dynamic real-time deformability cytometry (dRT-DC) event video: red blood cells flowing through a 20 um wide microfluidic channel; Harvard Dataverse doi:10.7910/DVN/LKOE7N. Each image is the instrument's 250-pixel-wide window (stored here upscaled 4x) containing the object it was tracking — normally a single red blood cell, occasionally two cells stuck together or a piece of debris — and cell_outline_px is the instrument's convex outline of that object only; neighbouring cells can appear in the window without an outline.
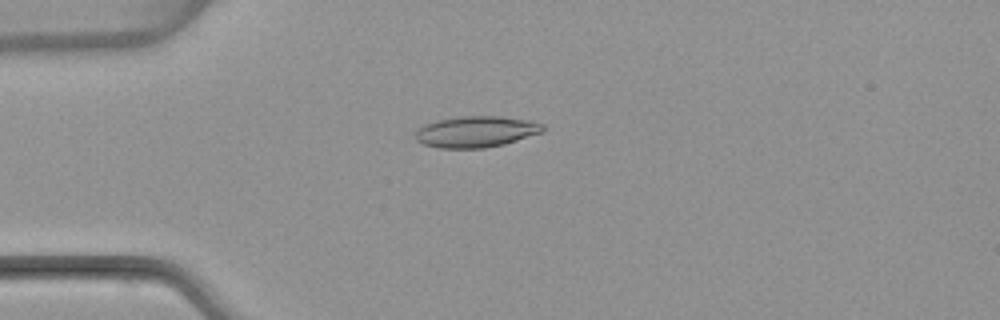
{"species": "common noctule bat (a hibernating species)", "species_latin": "Nyctalus noctula", "temperature_condition": "warm", "stored_images_in_passage": 5, "camera_frame_rate_fps": 3000, "um_per_image_px": 0.085, "animal": {"sex": "female", "body_mass_g": 22.7, "forearm_length_mm": 54.2}, "frame": {"image": 1, "passage_image": 4, "time_ms": 3.667, "image_size_px": [1000, 320], "cell_outline_px": [[544, 132], [504, 144], [484, 148], [440, 148], [424, 144], [416, 140], [416, 128], [424, 124], [436, 120], [460, 116], [500, 116], [528, 120], [544, 124]], "centroid_in_image_um": [40.46, 11.19], "position_along_channel_um": 44.5, "area_um2": 23.29}}
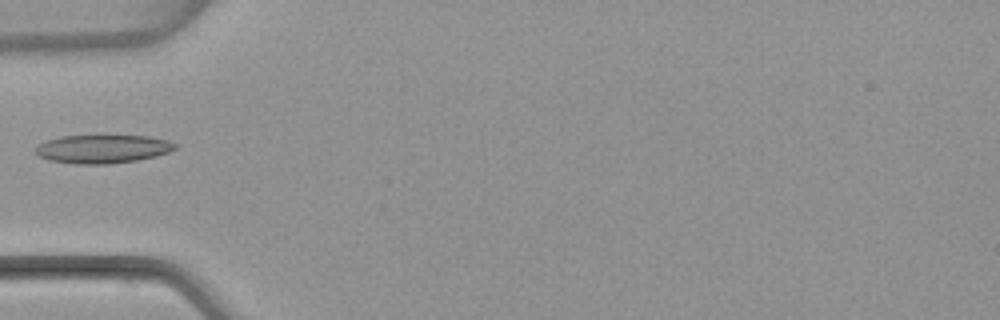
{"frame": {"image": 2, "passage_image": 5, "time_ms": 5.0, "image_size_px": [1000, 320], "cell_outline_px": [[176, 148], [168, 152], [156, 156], [136, 160], [108, 164], [76, 164], [48, 160], [40, 156], [36, 152], [36, 144], [60, 136], [148, 136], [168, 140], [176, 144]], "centroid_in_image_um": [8.71, 12.66], "position_along_channel_um": 76.3, "area_um2": 23.0}}